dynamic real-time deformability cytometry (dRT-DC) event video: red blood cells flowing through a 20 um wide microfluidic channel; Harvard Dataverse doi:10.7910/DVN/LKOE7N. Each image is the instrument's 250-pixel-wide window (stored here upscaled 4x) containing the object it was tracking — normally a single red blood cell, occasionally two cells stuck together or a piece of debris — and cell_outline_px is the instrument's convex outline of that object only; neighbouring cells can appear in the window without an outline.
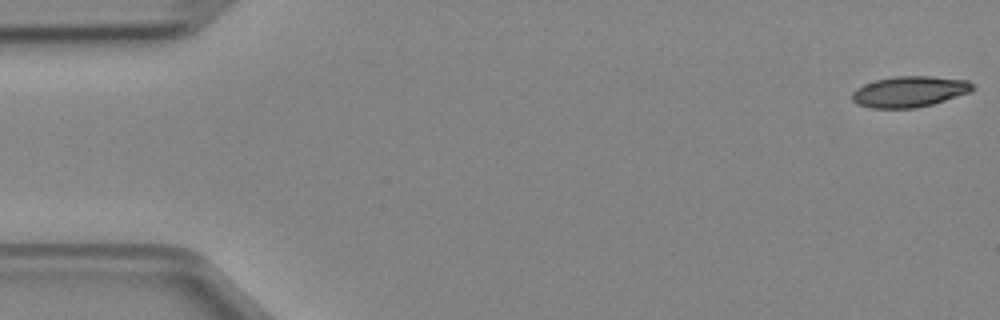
{"species": "Egyptian fruit bat (a non-hibernating species)", "species_latin": "Rousettus aegyptiacus", "temperature_condition": "cold", "stored_images_in_passage": 47, "camera_frame_rate_fps": 3000, "um_per_image_px": 0.085, "animal": {"sex": "female"}, "frame": {"image": 1, "passage_image": 1, "time_ms": 0.0, "image_size_px": [1000, 320], "cell_outline_px": [[976, 88], [968, 92], [932, 104], [916, 108], [872, 108], [856, 104], [852, 100], [852, 92], [856, 88], [864, 84], [876, 80], [892, 76], [932, 76], [968, 80]], "centroid_in_image_um": [77.27, 7.78], "position_along_channel_um": 7.7, "area_um2": 21.68}}
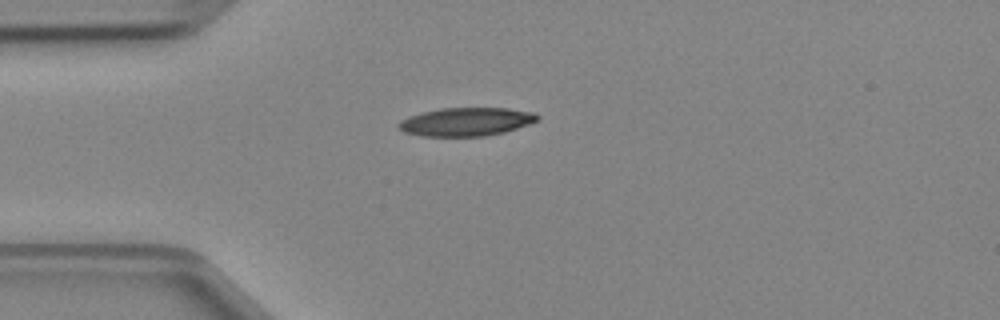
{"frame": {"image": 2, "passage_image": 12, "time_ms": 3.667, "image_size_px": [1000, 320], "cell_outline_px": [[540, 120], [504, 132], [484, 136], [420, 136], [404, 132], [396, 128], [396, 124], [400, 120], [408, 116], [420, 112], [440, 108], [508, 108], [536, 112], [540, 116]], "centroid_in_image_um": [39.59, 10.34], "position_along_channel_um": 45.4, "area_um2": 23.29}}